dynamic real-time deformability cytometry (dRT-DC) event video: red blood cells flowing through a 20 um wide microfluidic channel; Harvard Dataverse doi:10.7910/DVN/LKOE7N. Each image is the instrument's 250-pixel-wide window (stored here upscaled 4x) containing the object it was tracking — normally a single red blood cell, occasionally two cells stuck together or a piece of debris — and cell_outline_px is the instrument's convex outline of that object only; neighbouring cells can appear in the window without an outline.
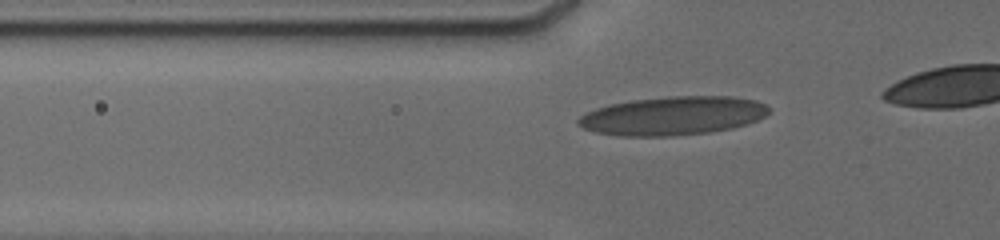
{"species": "human", "species_latin": "Homo sapiens", "temperature_condition": "cold", "stored_images_in_passage": 50, "camera_frame_rate_fps": 3000, "um_per_image_px": 0.085, "donor": {"sex": "male"}, "frame": {"image": 1, "passage_image": 7, "time_ms": 1.333, "image_size_px": [1000, 240], "cell_outline_px": [[768, 112], [764, 116], [756, 120], [732, 128], [708, 132], [668, 136], [620, 136], [596, 132], [584, 128], [576, 124], [576, 120], [584, 112], [608, 104], [632, 100], [668, 96], [732, 96], [756, 100], [768, 104]], "centroid_in_image_um": [57.15, 9.83], "position_along_channel_um": 68.6, "area_um2": 43.0}}
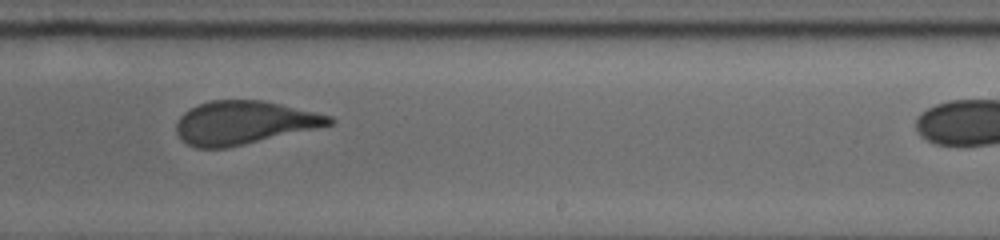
{"frame": {"image": 2, "passage_image": 31, "time_ms": 6.667, "image_size_px": [1000, 240], "cell_outline_px": [[336, 120], [332, 124], [224, 148], [196, 148], [188, 144], [176, 132], [176, 124], [180, 116], [184, 112], [200, 104], [212, 100], [264, 100], [332, 116]], "centroid_in_image_um": [20.71, 10.41], "position_along_channel_um": 268.3, "area_um2": 37.86}}
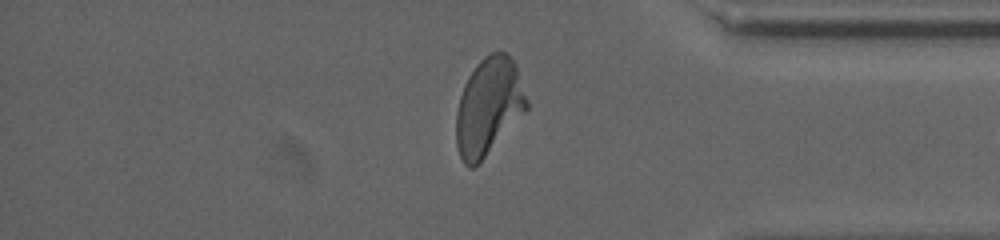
{"frame": {"image": 3, "passage_image": 47, "time_ms": 10.333, "image_size_px": [1000, 240], "cell_outline_px": [[528, 108], [484, 156], [472, 168], [468, 168], [464, 164], [460, 156], [456, 144], [456, 112], [460, 96], [464, 84], [468, 76], [476, 64], [484, 56], [492, 52], [508, 52], [516, 68], [528, 100]], "centroid_in_image_um": [41.5, 9.02], "position_along_channel_um": 393.7, "area_um2": 39.3}, "authors_computed_cell_mechanics": {"area_um2": 39.4196, "velocity_mm_per_s": 3.7984, "shape_relaxation_time_tau1_ms": 5.8512, "shape_relaxation_time_tau2_ms": null, "deformation_change_tau1": 0.195, "deformation_change_tau2": null}}